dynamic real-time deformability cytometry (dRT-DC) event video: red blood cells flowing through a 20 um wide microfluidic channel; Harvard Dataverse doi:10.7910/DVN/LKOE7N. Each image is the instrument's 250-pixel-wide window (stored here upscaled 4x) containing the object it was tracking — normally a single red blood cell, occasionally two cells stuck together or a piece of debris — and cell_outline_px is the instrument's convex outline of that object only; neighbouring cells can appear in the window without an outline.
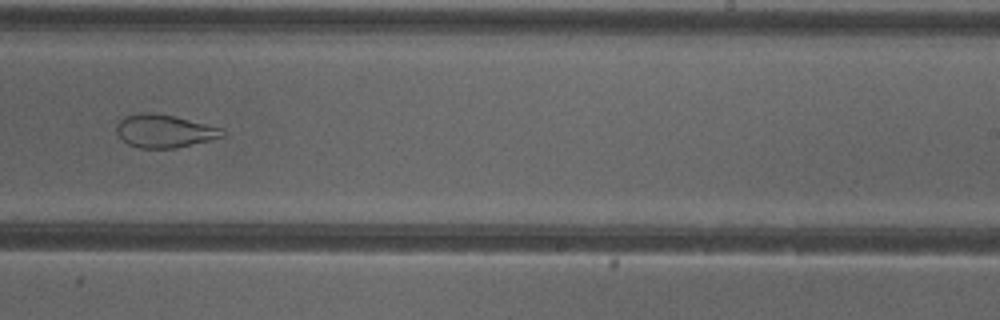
{"species": "common noctule bat (a hibernating species)", "species_latin": "Nyctalus noctula", "temperature_condition": "cold", "stored_images_in_passage": 35, "camera_frame_rate_fps": 3000, "um_per_image_px": 0.085, "animal": {"sex": "female"}, "frame": {"image": 1, "passage_image": 20, "time_ms": 6.333, "image_size_px": [1000, 320], "cell_outline_px": [[228, 132], [224, 136], [176, 148], [140, 148], [128, 144], [120, 140], [116, 132], [116, 124], [124, 116], [140, 112], [148, 112], [176, 116], [224, 128]], "centroid_in_image_um": [13.96, 11.13], "position_along_channel_um": 275.0, "area_um2": 20.69}, "authors_computed_cell_mechanics": {"area_um2": 26.3568, "velocity_mm_per_s": 4.0115, "shape_relaxation_time_tau1_ms": null, "shape_relaxation_time_tau2_ms": 2.6872, "deformation_change_tau1": null, "deformation_change_tau2": 0.1018}}